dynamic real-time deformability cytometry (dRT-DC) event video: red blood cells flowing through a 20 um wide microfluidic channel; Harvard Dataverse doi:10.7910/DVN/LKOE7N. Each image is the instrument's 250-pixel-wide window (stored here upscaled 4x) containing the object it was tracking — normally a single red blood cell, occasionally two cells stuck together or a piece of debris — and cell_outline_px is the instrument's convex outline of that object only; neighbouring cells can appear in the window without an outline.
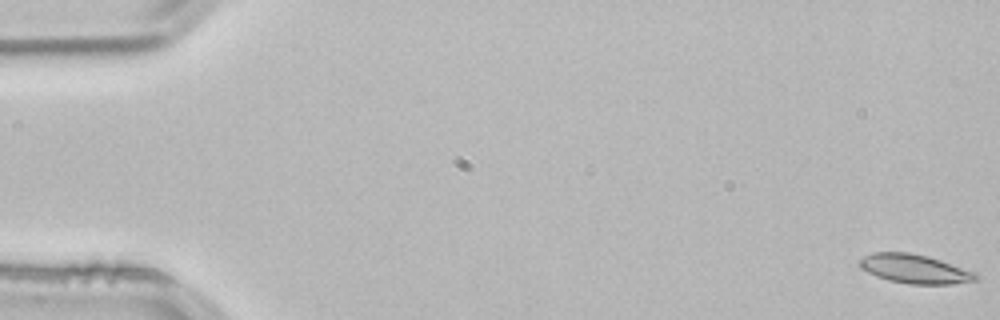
{"species": "common noctule bat (a hibernating species)", "species_latin": "Nyctalus noctula", "temperature_condition": "room temperature", "stored_images_in_passage": 11, "camera_frame_rate_fps": 3000, "um_per_image_px": 0.085, "animal": {"sex": "male", "body_mass_g": 21.5, "forearm_length_mm": 52.0}, "frame": {"image": 1, "passage_image": 1, "time_ms": 0.0, "image_size_px": [1000, 320], "cell_outline_px": [[976, 280], [952, 284], [908, 284], [888, 280], [876, 276], [860, 268], [860, 260], [864, 256], [876, 252], [908, 252], [928, 256], [976, 272]], "centroid_in_image_um": [77.74, 22.86], "position_along_channel_um": 7.3, "area_um2": 19.48}}